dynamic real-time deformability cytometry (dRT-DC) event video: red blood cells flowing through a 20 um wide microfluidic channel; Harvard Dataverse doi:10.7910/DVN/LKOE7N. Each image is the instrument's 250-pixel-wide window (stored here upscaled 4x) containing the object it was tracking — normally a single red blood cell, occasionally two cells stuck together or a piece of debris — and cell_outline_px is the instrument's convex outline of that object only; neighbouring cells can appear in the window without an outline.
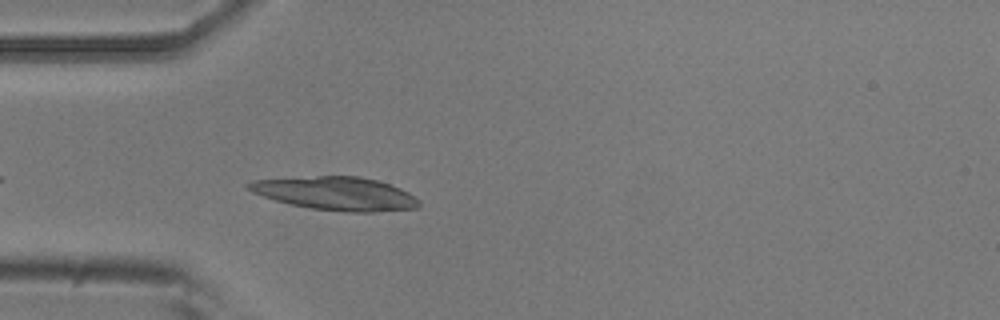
{"species": "common noctule bat (a hibernating species)", "species_latin": "Nyctalus noctula", "temperature_condition": "room temperature", "stored_images_in_passage": 21, "camera_frame_rate_fps": 3000, "um_per_image_px": 0.085, "animal": {"sex": "male", "body_mass_g": 20.5, "forearm_length_mm": 52.5}, "frame": {"image": 1, "passage_image": 4, "time_ms": 1.0, "image_size_px": [1000, 320], "cell_outline_px": [[420, 204], [416, 208], [376, 212], [344, 212], [312, 208], [292, 204], [276, 200], [252, 192], [244, 188], [244, 184], [252, 180], [316, 176], [360, 176], [376, 180], [400, 188], [408, 192], [420, 200]], "centroid_in_image_um": [28.54, 16.44], "position_along_channel_um": 56.5, "area_um2": 33.06}}
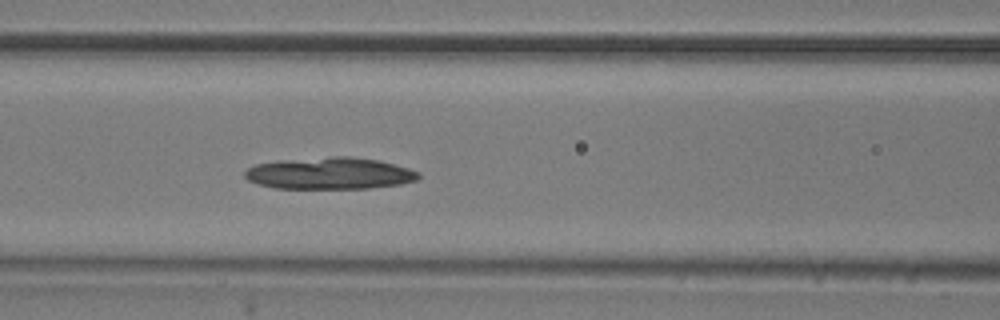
{"frame": {"image": 2, "passage_image": 11, "time_ms": 3.333, "image_size_px": [1000, 320], "cell_outline_px": [[420, 176], [416, 180], [400, 184], [368, 188], [276, 188], [260, 184], [248, 180], [244, 176], [244, 172], [248, 168], [256, 164], [276, 160], [332, 156], [348, 156], [380, 160], [408, 168], [420, 172]], "centroid_in_image_um": [28.02, 14.72], "position_along_channel_um": 138.6, "area_um2": 32.25}}
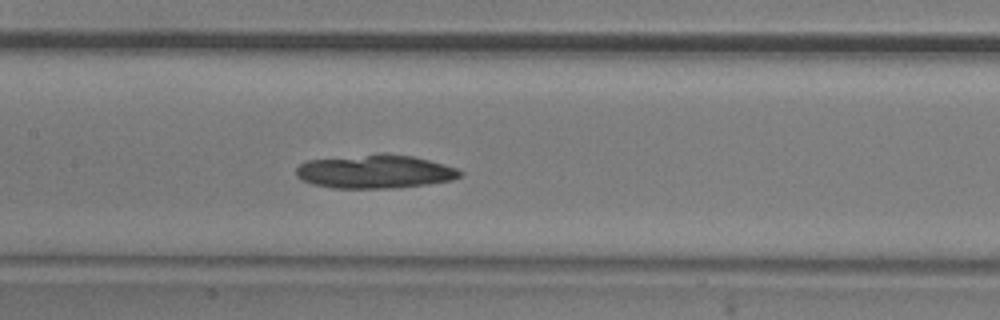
{"frame": {"image": 3, "passage_image": 14, "time_ms": 4.333, "image_size_px": [1000, 320], "cell_outline_px": [[464, 172], [460, 176], [452, 180], [428, 184], [396, 188], [332, 188], [312, 184], [300, 180], [296, 176], [296, 168], [300, 164], [308, 160], [384, 152], [412, 156], [428, 160], [456, 168]], "centroid_in_image_um": [31.84, 14.58], "position_along_channel_um": 175.6, "area_um2": 32.37}}